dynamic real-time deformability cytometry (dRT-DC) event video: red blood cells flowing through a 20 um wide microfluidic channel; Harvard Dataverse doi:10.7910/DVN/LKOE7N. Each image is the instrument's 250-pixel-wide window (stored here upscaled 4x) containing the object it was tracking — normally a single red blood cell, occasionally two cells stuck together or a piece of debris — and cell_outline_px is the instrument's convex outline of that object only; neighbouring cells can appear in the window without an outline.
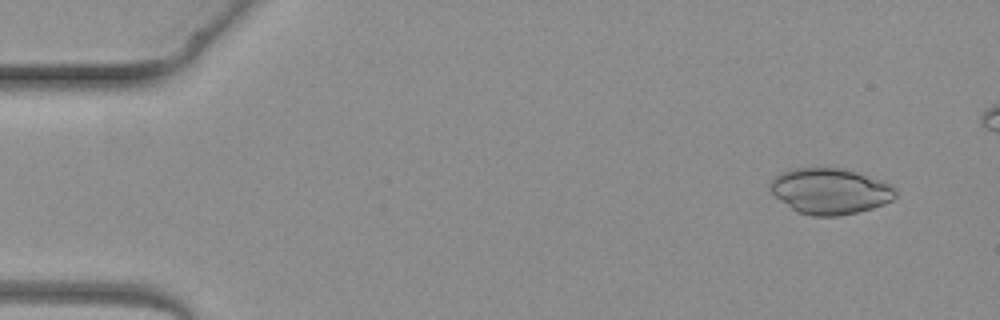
{"species": "common noctule bat (a hibernating species)", "species_latin": "Nyctalus noctula", "temperature_condition": "warm", "stored_images_in_passage": 2, "camera_frame_rate_fps": 3000, "um_per_image_px": 0.085, "animal": {"sex": "female", "body_mass_g": 19.3, "forearm_length_mm": 54.1}, "frame": {"image": 1, "passage_image": 2, "time_ms": 2.333, "image_size_px": [1000, 320], "cell_outline_px": [[896, 196], [892, 200], [884, 204], [872, 208], [840, 216], [812, 216], [796, 212], [780, 200], [768, 188], [768, 184], [780, 172], [792, 168], [844, 168], [892, 184], [896, 188]], "centroid_in_image_um": [70.55, 16.25], "position_along_channel_um": 14.5, "area_um2": 33.64}}